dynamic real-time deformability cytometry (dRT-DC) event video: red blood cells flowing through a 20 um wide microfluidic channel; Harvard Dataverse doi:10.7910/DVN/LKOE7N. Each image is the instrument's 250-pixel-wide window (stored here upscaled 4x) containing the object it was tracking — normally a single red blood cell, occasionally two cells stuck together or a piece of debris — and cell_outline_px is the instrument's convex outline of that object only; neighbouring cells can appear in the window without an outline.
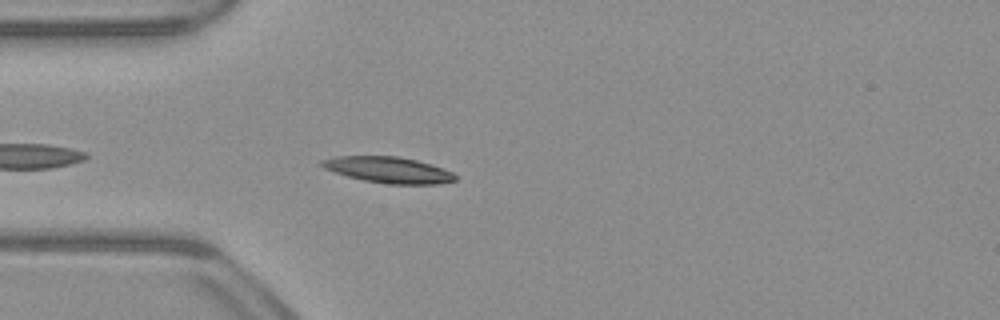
{"species": "common noctule bat (a hibernating species)", "species_latin": "Nyctalus noctula", "temperature_condition": "warm", "stored_images_in_passage": 27, "camera_frame_rate_fps": 3000, "um_per_image_px": 0.085, "animal": {"sex": "male", "body_mass_g": 23.1, "forearm_length_mm": 52.7}, "frame": {"image": 1, "passage_image": 3, "time_ms": 0.667, "image_size_px": [1000, 320], "cell_outline_px": [[456, 180], [440, 184], [388, 184], [364, 180], [348, 176], [324, 168], [320, 164], [320, 160], [336, 156], [400, 156], [416, 160], [452, 172], [456, 176]], "centroid_in_image_um": [33.0, 14.44], "position_along_channel_um": 52.0, "area_um2": 20.06}}
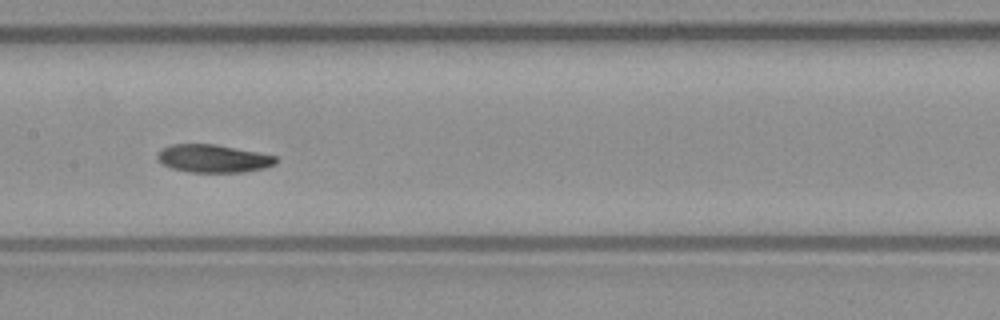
{"frame": {"image": 2, "passage_image": 14, "time_ms": 4.333, "image_size_px": [1000, 320], "cell_outline_px": [[280, 160], [276, 164], [264, 168], [244, 172], [188, 172], [172, 168], [156, 160], [156, 152], [160, 148], [168, 144], [216, 144], [276, 156]], "centroid_in_image_um": [18.09, 13.47], "position_along_channel_um": 189.3, "area_um2": 19.54}}
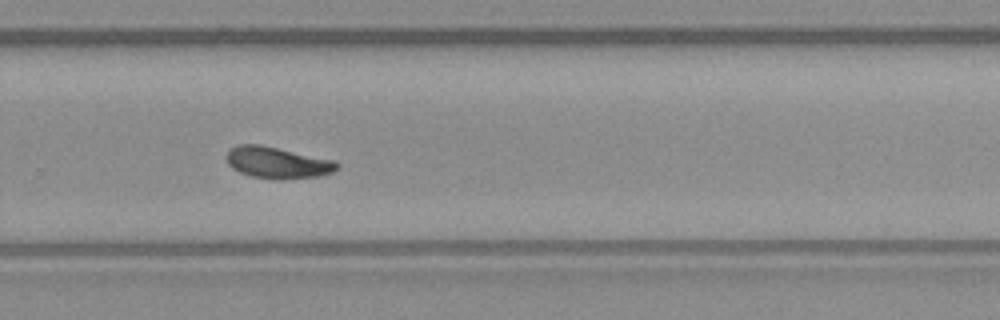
{"frame": {"image": 3, "passage_image": 23, "time_ms": 7.333, "image_size_px": [1000, 320], "cell_outline_px": [[340, 168], [332, 172], [316, 176], [284, 180], [280, 180], [252, 176], [240, 172], [232, 168], [228, 164], [228, 152], [236, 144], [260, 144], [336, 160], [340, 164]], "centroid_in_image_um": [23.63, 13.82], "position_along_channel_um": 306.2, "area_um2": 20.35}, "authors_computed_cell_mechanics": {"area_um2": 19.652, "velocity_mm_per_s": 3.9162, "shape_relaxation_time_tau1_ms": 6.7924, "shape_relaxation_time_tau2_ms": null, "deformation_change_tau1": 0.2034, "deformation_change_tau2": null}}